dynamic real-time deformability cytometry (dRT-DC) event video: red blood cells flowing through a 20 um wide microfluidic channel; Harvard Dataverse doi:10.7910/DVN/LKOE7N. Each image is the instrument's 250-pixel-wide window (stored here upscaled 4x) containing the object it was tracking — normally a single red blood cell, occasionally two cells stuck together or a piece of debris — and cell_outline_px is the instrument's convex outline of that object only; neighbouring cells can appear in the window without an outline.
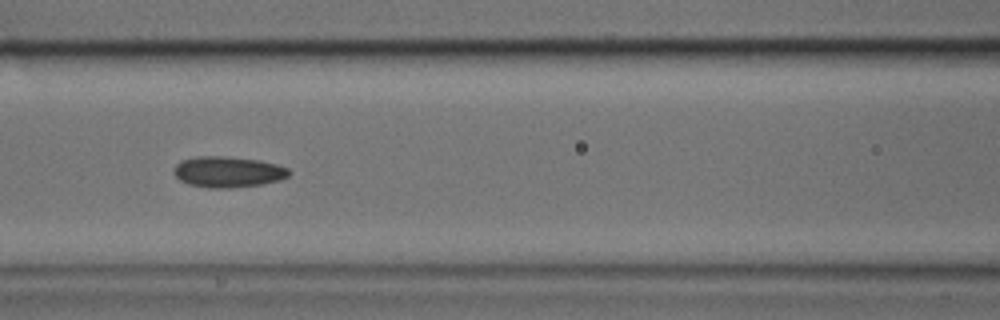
{"species": "common noctule bat (a hibernating species)", "species_latin": "Nyctalus noctula", "temperature_condition": "cold", "stored_images_in_passage": 41, "camera_frame_rate_fps": 3000, "um_per_image_px": 0.085, "animal": {"sex": "male", "body_mass_g": 17.9, "forearm_length_mm": 54.2}, "frame": {"image": 1, "passage_image": 12, "time_ms": 3.667, "image_size_px": [1000, 320], "cell_outline_px": [[292, 172], [288, 176], [280, 180], [260, 184], [232, 188], [208, 188], [188, 184], [180, 180], [172, 172], [176, 164], [180, 160], [196, 156], [224, 156], [260, 160], [276, 164], [288, 168]], "centroid_in_image_um": [19.36, 14.6], "position_along_channel_um": 147.2, "area_um2": 20.92}}